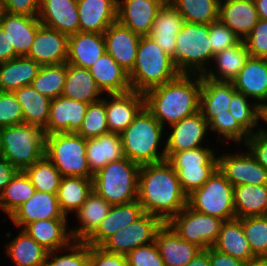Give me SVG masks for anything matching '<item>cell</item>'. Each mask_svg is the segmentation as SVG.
I'll return each mask as SVG.
<instances>
[{
	"label": "cell",
	"instance_id": "1",
	"mask_svg": "<svg viewBox=\"0 0 267 266\" xmlns=\"http://www.w3.org/2000/svg\"><path fill=\"white\" fill-rule=\"evenodd\" d=\"M137 200L144 213L152 214L164 223L187 206V195L167 160L140 166Z\"/></svg>",
	"mask_w": 267,
	"mask_h": 266
},
{
	"label": "cell",
	"instance_id": "2",
	"mask_svg": "<svg viewBox=\"0 0 267 266\" xmlns=\"http://www.w3.org/2000/svg\"><path fill=\"white\" fill-rule=\"evenodd\" d=\"M201 75L180 74L175 79L147 90L145 107L165 127L199 111Z\"/></svg>",
	"mask_w": 267,
	"mask_h": 266
},
{
	"label": "cell",
	"instance_id": "3",
	"mask_svg": "<svg viewBox=\"0 0 267 266\" xmlns=\"http://www.w3.org/2000/svg\"><path fill=\"white\" fill-rule=\"evenodd\" d=\"M163 133L164 127L144 106L120 134L125 157L140 166L165 161V146L158 151Z\"/></svg>",
	"mask_w": 267,
	"mask_h": 266
},
{
	"label": "cell",
	"instance_id": "4",
	"mask_svg": "<svg viewBox=\"0 0 267 266\" xmlns=\"http://www.w3.org/2000/svg\"><path fill=\"white\" fill-rule=\"evenodd\" d=\"M180 74L173 58L155 40L149 35L140 37L134 68L128 74L132 90L145 93Z\"/></svg>",
	"mask_w": 267,
	"mask_h": 266
},
{
	"label": "cell",
	"instance_id": "5",
	"mask_svg": "<svg viewBox=\"0 0 267 266\" xmlns=\"http://www.w3.org/2000/svg\"><path fill=\"white\" fill-rule=\"evenodd\" d=\"M140 165L126 157L108 163L93 175V190L111 205L137 200Z\"/></svg>",
	"mask_w": 267,
	"mask_h": 266
},
{
	"label": "cell",
	"instance_id": "6",
	"mask_svg": "<svg viewBox=\"0 0 267 266\" xmlns=\"http://www.w3.org/2000/svg\"><path fill=\"white\" fill-rule=\"evenodd\" d=\"M1 156L18 171H24L45 156L42 128L26 123L1 128Z\"/></svg>",
	"mask_w": 267,
	"mask_h": 266
},
{
	"label": "cell",
	"instance_id": "7",
	"mask_svg": "<svg viewBox=\"0 0 267 266\" xmlns=\"http://www.w3.org/2000/svg\"><path fill=\"white\" fill-rule=\"evenodd\" d=\"M210 24L184 21L176 36L175 66L181 74L204 75L212 60ZM207 67V68H206Z\"/></svg>",
	"mask_w": 267,
	"mask_h": 266
},
{
	"label": "cell",
	"instance_id": "8",
	"mask_svg": "<svg viewBox=\"0 0 267 266\" xmlns=\"http://www.w3.org/2000/svg\"><path fill=\"white\" fill-rule=\"evenodd\" d=\"M87 139L77 133H54L45 136V156L62 177L93 178L86 157Z\"/></svg>",
	"mask_w": 267,
	"mask_h": 266
},
{
	"label": "cell",
	"instance_id": "9",
	"mask_svg": "<svg viewBox=\"0 0 267 266\" xmlns=\"http://www.w3.org/2000/svg\"><path fill=\"white\" fill-rule=\"evenodd\" d=\"M233 194L234 186L217 168L199 189L187 196V205L199 213L229 221L236 218Z\"/></svg>",
	"mask_w": 267,
	"mask_h": 266
},
{
	"label": "cell",
	"instance_id": "10",
	"mask_svg": "<svg viewBox=\"0 0 267 266\" xmlns=\"http://www.w3.org/2000/svg\"><path fill=\"white\" fill-rule=\"evenodd\" d=\"M167 161L176 171L181 189L187 196L199 189L218 168V157L207 147L173 153Z\"/></svg>",
	"mask_w": 267,
	"mask_h": 266
},
{
	"label": "cell",
	"instance_id": "11",
	"mask_svg": "<svg viewBox=\"0 0 267 266\" xmlns=\"http://www.w3.org/2000/svg\"><path fill=\"white\" fill-rule=\"evenodd\" d=\"M223 222L217 217L199 213L187 205L167 224L182 240L204 250L213 247Z\"/></svg>",
	"mask_w": 267,
	"mask_h": 266
},
{
	"label": "cell",
	"instance_id": "12",
	"mask_svg": "<svg viewBox=\"0 0 267 266\" xmlns=\"http://www.w3.org/2000/svg\"><path fill=\"white\" fill-rule=\"evenodd\" d=\"M163 224L158 217L144 213L129 226L109 236L99 247L109 253L127 255L137 247L155 242Z\"/></svg>",
	"mask_w": 267,
	"mask_h": 266
},
{
	"label": "cell",
	"instance_id": "13",
	"mask_svg": "<svg viewBox=\"0 0 267 266\" xmlns=\"http://www.w3.org/2000/svg\"><path fill=\"white\" fill-rule=\"evenodd\" d=\"M218 169L234 187L243 184L267 185V170L247 149L241 154L220 155Z\"/></svg>",
	"mask_w": 267,
	"mask_h": 266
},
{
	"label": "cell",
	"instance_id": "14",
	"mask_svg": "<svg viewBox=\"0 0 267 266\" xmlns=\"http://www.w3.org/2000/svg\"><path fill=\"white\" fill-rule=\"evenodd\" d=\"M69 36L41 24L26 55L40 66L67 63Z\"/></svg>",
	"mask_w": 267,
	"mask_h": 266
},
{
	"label": "cell",
	"instance_id": "15",
	"mask_svg": "<svg viewBox=\"0 0 267 266\" xmlns=\"http://www.w3.org/2000/svg\"><path fill=\"white\" fill-rule=\"evenodd\" d=\"M171 132L165 142L166 160L183 150L203 147L201 144L207 135L209 124L200 111L170 125Z\"/></svg>",
	"mask_w": 267,
	"mask_h": 266
},
{
	"label": "cell",
	"instance_id": "16",
	"mask_svg": "<svg viewBox=\"0 0 267 266\" xmlns=\"http://www.w3.org/2000/svg\"><path fill=\"white\" fill-rule=\"evenodd\" d=\"M164 0H118L117 21L140 36L149 35Z\"/></svg>",
	"mask_w": 267,
	"mask_h": 266
},
{
	"label": "cell",
	"instance_id": "17",
	"mask_svg": "<svg viewBox=\"0 0 267 266\" xmlns=\"http://www.w3.org/2000/svg\"><path fill=\"white\" fill-rule=\"evenodd\" d=\"M107 96L102 100L105 102L109 132L121 134L145 106L144 93L131 90Z\"/></svg>",
	"mask_w": 267,
	"mask_h": 266
},
{
	"label": "cell",
	"instance_id": "18",
	"mask_svg": "<svg viewBox=\"0 0 267 266\" xmlns=\"http://www.w3.org/2000/svg\"><path fill=\"white\" fill-rule=\"evenodd\" d=\"M88 104L63 96L52 99L45 135L77 133L82 125Z\"/></svg>",
	"mask_w": 267,
	"mask_h": 266
},
{
	"label": "cell",
	"instance_id": "19",
	"mask_svg": "<svg viewBox=\"0 0 267 266\" xmlns=\"http://www.w3.org/2000/svg\"><path fill=\"white\" fill-rule=\"evenodd\" d=\"M103 35L106 52L129 74L134 68L141 36L118 21L111 24Z\"/></svg>",
	"mask_w": 267,
	"mask_h": 266
},
{
	"label": "cell",
	"instance_id": "20",
	"mask_svg": "<svg viewBox=\"0 0 267 266\" xmlns=\"http://www.w3.org/2000/svg\"><path fill=\"white\" fill-rule=\"evenodd\" d=\"M232 84L237 92L261 107L267 104V59L249 56Z\"/></svg>",
	"mask_w": 267,
	"mask_h": 266
},
{
	"label": "cell",
	"instance_id": "21",
	"mask_svg": "<svg viewBox=\"0 0 267 266\" xmlns=\"http://www.w3.org/2000/svg\"><path fill=\"white\" fill-rule=\"evenodd\" d=\"M18 228L48 219H68L60 209L57 194L37 191L9 217Z\"/></svg>",
	"mask_w": 267,
	"mask_h": 266
},
{
	"label": "cell",
	"instance_id": "22",
	"mask_svg": "<svg viewBox=\"0 0 267 266\" xmlns=\"http://www.w3.org/2000/svg\"><path fill=\"white\" fill-rule=\"evenodd\" d=\"M79 32L103 34L117 21L118 0H77Z\"/></svg>",
	"mask_w": 267,
	"mask_h": 266
},
{
	"label": "cell",
	"instance_id": "23",
	"mask_svg": "<svg viewBox=\"0 0 267 266\" xmlns=\"http://www.w3.org/2000/svg\"><path fill=\"white\" fill-rule=\"evenodd\" d=\"M41 24L68 36L79 32L77 0H41Z\"/></svg>",
	"mask_w": 267,
	"mask_h": 266
},
{
	"label": "cell",
	"instance_id": "24",
	"mask_svg": "<svg viewBox=\"0 0 267 266\" xmlns=\"http://www.w3.org/2000/svg\"><path fill=\"white\" fill-rule=\"evenodd\" d=\"M143 214L144 210L138 200L112 205L108 215L85 242L89 246H100L109 236L129 226Z\"/></svg>",
	"mask_w": 267,
	"mask_h": 266
},
{
	"label": "cell",
	"instance_id": "25",
	"mask_svg": "<svg viewBox=\"0 0 267 266\" xmlns=\"http://www.w3.org/2000/svg\"><path fill=\"white\" fill-rule=\"evenodd\" d=\"M241 40H244L259 20L254 0H220L219 18Z\"/></svg>",
	"mask_w": 267,
	"mask_h": 266
},
{
	"label": "cell",
	"instance_id": "26",
	"mask_svg": "<svg viewBox=\"0 0 267 266\" xmlns=\"http://www.w3.org/2000/svg\"><path fill=\"white\" fill-rule=\"evenodd\" d=\"M155 243L165 266H186L202 250L182 240L167 223L158 230Z\"/></svg>",
	"mask_w": 267,
	"mask_h": 266
},
{
	"label": "cell",
	"instance_id": "27",
	"mask_svg": "<svg viewBox=\"0 0 267 266\" xmlns=\"http://www.w3.org/2000/svg\"><path fill=\"white\" fill-rule=\"evenodd\" d=\"M88 69L103 95L132 90L128 73L107 52Z\"/></svg>",
	"mask_w": 267,
	"mask_h": 266
},
{
	"label": "cell",
	"instance_id": "28",
	"mask_svg": "<svg viewBox=\"0 0 267 266\" xmlns=\"http://www.w3.org/2000/svg\"><path fill=\"white\" fill-rule=\"evenodd\" d=\"M67 222L68 219L39 220L27 224L23 230L48 252H63L73 241Z\"/></svg>",
	"mask_w": 267,
	"mask_h": 266
},
{
	"label": "cell",
	"instance_id": "29",
	"mask_svg": "<svg viewBox=\"0 0 267 266\" xmlns=\"http://www.w3.org/2000/svg\"><path fill=\"white\" fill-rule=\"evenodd\" d=\"M40 25L38 17L10 14L5 11L0 17V26L8 34L10 47H14L19 56L28 54Z\"/></svg>",
	"mask_w": 267,
	"mask_h": 266
},
{
	"label": "cell",
	"instance_id": "30",
	"mask_svg": "<svg viewBox=\"0 0 267 266\" xmlns=\"http://www.w3.org/2000/svg\"><path fill=\"white\" fill-rule=\"evenodd\" d=\"M236 92L232 82L214 81L201 75L199 111L206 121L209 122L217 114L227 113Z\"/></svg>",
	"mask_w": 267,
	"mask_h": 266
},
{
	"label": "cell",
	"instance_id": "31",
	"mask_svg": "<svg viewBox=\"0 0 267 266\" xmlns=\"http://www.w3.org/2000/svg\"><path fill=\"white\" fill-rule=\"evenodd\" d=\"M105 52L103 34L77 32L69 36L67 63L88 69Z\"/></svg>",
	"mask_w": 267,
	"mask_h": 266
},
{
	"label": "cell",
	"instance_id": "32",
	"mask_svg": "<svg viewBox=\"0 0 267 266\" xmlns=\"http://www.w3.org/2000/svg\"><path fill=\"white\" fill-rule=\"evenodd\" d=\"M184 23L183 16L166 2L159 10L149 36L173 58L175 63L176 36Z\"/></svg>",
	"mask_w": 267,
	"mask_h": 266
},
{
	"label": "cell",
	"instance_id": "33",
	"mask_svg": "<svg viewBox=\"0 0 267 266\" xmlns=\"http://www.w3.org/2000/svg\"><path fill=\"white\" fill-rule=\"evenodd\" d=\"M86 152L89 169L93 175L108 163L125 157L120 134L112 132L87 139Z\"/></svg>",
	"mask_w": 267,
	"mask_h": 266
},
{
	"label": "cell",
	"instance_id": "34",
	"mask_svg": "<svg viewBox=\"0 0 267 266\" xmlns=\"http://www.w3.org/2000/svg\"><path fill=\"white\" fill-rule=\"evenodd\" d=\"M111 204L100 197L94 190L75 213L80 226L70 231L73 241H85L108 215Z\"/></svg>",
	"mask_w": 267,
	"mask_h": 266
},
{
	"label": "cell",
	"instance_id": "35",
	"mask_svg": "<svg viewBox=\"0 0 267 266\" xmlns=\"http://www.w3.org/2000/svg\"><path fill=\"white\" fill-rule=\"evenodd\" d=\"M213 248L217 251L249 262L256 259L242 229V218L224 221Z\"/></svg>",
	"mask_w": 267,
	"mask_h": 266
},
{
	"label": "cell",
	"instance_id": "36",
	"mask_svg": "<svg viewBox=\"0 0 267 266\" xmlns=\"http://www.w3.org/2000/svg\"><path fill=\"white\" fill-rule=\"evenodd\" d=\"M89 69L67 63V75L62 93L63 97L91 104L103 99Z\"/></svg>",
	"mask_w": 267,
	"mask_h": 266
},
{
	"label": "cell",
	"instance_id": "37",
	"mask_svg": "<svg viewBox=\"0 0 267 266\" xmlns=\"http://www.w3.org/2000/svg\"><path fill=\"white\" fill-rule=\"evenodd\" d=\"M40 67L26 56L0 63V91L14 92L23 86L31 85Z\"/></svg>",
	"mask_w": 267,
	"mask_h": 266
},
{
	"label": "cell",
	"instance_id": "38",
	"mask_svg": "<svg viewBox=\"0 0 267 266\" xmlns=\"http://www.w3.org/2000/svg\"><path fill=\"white\" fill-rule=\"evenodd\" d=\"M250 54L244 40L237 45L224 49L214 55L213 61L217 64L215 71L208 68L204 76L208 79L220 82H232L241 69L245 66Z\"/></svg>",
	"mask_w": 267,
	"mask_h": 266
},
{
	"label": "cell",
	"instance_id": "39",
	"mask_svg": "<svg viewBox=\"0 0 267 266\" xmlns=\"http://www.w3.org/2000/svg\"><path fill=\"white\" fill-rule=\"evenodd\" d=\"M14 94L22 107L24 123L44 129L48 123L51 99L40 94L32 85L23 86Z\"/></svg>",
	"mask_w": 267,
	"mask_h": 266
},
{
	"label": "cell",
	"instance_id": "40",
	"mask_svg": "<svg viewBox=\"0 0 267 266\" xmlns=\"http://www.w3.org/2000/svg\"><path fill=\"white\" fill-rule=\"evenodd\" d=\"M233 197L237 219L267 215V185L235 186Z\"/></svg>",
	"mask_w": 267,
	"mask_h": 266
},
{
	"label": "cell",
	"instance_id": "41",
	"mask_svg": "<svg viewBox=\"0 0 267 266\" xmlns=\"http://www.w3.org/2000/svg\"><path fill=\"white\" fill-rule=\"evenodd\" d=\"M6 244V254L15 266H44L48 251L23 229Z\"/></svg>",
	"mask_w": 267,
	"mask_h": 266
},
{
	"label": "cell",
	"instance_id": "42",
	"mask_svg": "<svg viewBox=\"0 0 267 266\" xmlns=\"http://www.w3.org/2000/svg\"><path fill=\"white\" fill-rule=\"evenodd\" d=\"M92 190V178L62 177L57 199L63 214L68 217L69 212L76 213Z\"/></svg>",
	"mask_w": 267,
	"mask_h": 266
},
{
	"label": "cell",
	"instance_id": "43",
	"mask_svg": "<svg viewBox=\"0 0 267 266\" xmlns=\"http://www.w3.org/2000/svg\"><path fill=\"white\" fill-rule=\"evenodd\" d=\"M36 192L24 171H18L0 194V209L10 217Z\"/></svg>",
	"mask_w": 267,
	"mask_h": 266
},
{
	"label": "cell",
	"instance_id": "44",
	"mask_svg": "<svg viewBox=\"0 0 267 266\" xmlns=\"http://www.w3.org/2000/svg\"><path fill=\"white\" fill-rule=\"evenodd\" d=\"M169 3L186 22L211 24L219 18L220 0H169Z\"/></svg>",
	"mask_w": 267,
	"mask_h": 266
},
{
	"label": "cell",
	"instance_id": "45",
	"mask_svg": "<svg viewBox=\"0 0 267 266\" xmlns=\"http://www.w3.org/2000/svg\"><path fill=\"white\" fill-rule=\"evenodd\" d=\"M66 75L67 63L41 66L31 85L52 100L62 96Z\"/></svg>",
	"mask_w": 267,
	"mask_h": 266
},
{
	"label": "cell",
	"instance_id": "46",
	"mask_svg": "<svg viewBox=\"0 0 267 266\" xmlns=\"http://www.w3.org/2000/svg\"><path fill=\"white\" fill-rule=\"evenodd\" d=\"M37 191L57 194L62 179L55 165L44 156L24 170Z\"/></svg>",
	"mask_w": 267,
	"mask_h": 266
},
{
	"label": "cell",
	"instance_id": "47",
	"mask_svg": "<svg viewBox=\"0 0 267 266\" xmlns=\"http://www.w3.org/2000/svg\"><path fill=\"white\" fill-rule=\"evenodd\" d=\"M242 229L256 258H267V215L242 218Z\"/></svg>",
	"mask_w": 267,
	"mask_h": 266
},
{
	"label": "cell",
	"instance_id": "48",
	"mask_svg": "<svg viewBox=\"0 0 267 266\" xmlns=\"http://www.w3.org/2000/svg\"><path fill=\"white\" fill-rule=\"evenodd\" d=\"M228 110L249 134L257 131L254 129L259 127L260 107L255 102L253 104L249 102V98L244 94L236 92L232 96Z\"/></svg>",
	"mask_w": 267,
	"mask_h": 266
},
{
	"label": "cell",
	"instance_id": "49",
	"mask_svg": "<svg viewBox=\"0 0 267 266\" xmlns=\"http://www.w3.org/2000/svg\"><path fill=\"white\" fill-rule=\"evenodd\" d=\"M109 132L105 102L88 104L82 125L77 132L84 139L96 138Z\"/></svg>",
	"mask_w": 267,
	"mask_h": 266
},
{
	"label": "cell",
	"instance_id": "50",
	"mask_svg": "<svg viewBox=\"0 0 267 266\" xmlns=\"http://www.w3.org/2000/svg\"><path fill=\"white\" fill-rule=\"evenodd\" d=\"M209 131L217 132L221 143L224 141H235L237 144H243L249 138L250 134L240 125V123L232 116L230 111L223 114H217L209 122Z\"/></svg>",
	"mask_w": 267,
	"mask_h": 266
},
{
	"label": "cell",
	"instance_id": "51",
	"mask_svg": "<svg viewBox=\"0 0 267 266\" xmlns=\"http://www.w3.org/2000/svg\"><path fill=\"white\" fill-rule=\"evenodd\" d=\"M64 250L69 252L59 256L58 250L48 252L44 266H89L90 246L85 241H72Z\"/></svg>",
	"mask_w": 267,
	"mask_h": 266
},
{
	"label": "cell",
	"instance_id": "52",
	"mask_svg": "<svg viewBox=\"0 0 267 266\" xmlns=\"http://www.w3.org/2000/svg\"><path fill=\"white\" fill-rule=\"evenodd\" d=\"M209 38L212 48V61L216 53L231 48L241 41V39L219 19L210 24Z\"/></svg>",
	"mask_w": 267,
	"mask_h": 266
},
{
	"label": "cell",
	"instance_id": "53",
	"mask_svg": "<svg viewBox=\"0 0 267 266\" xmlns=\"http://www.w3.org/2000/svg\"><path fill=\"white\" fill-rule=\"evenodd\" d=\"M22 123V107L14 92L0 91V128Z\"/></svg>",
	"mask_w": 267,
	"mask_h": 266
},
{
	"label": "cell",
	"instance_id": "54",
	"mask_svg": "<svg viewBox=\"0 0 267 266\" xmlns=\"http://www.w3.org/2000/svg\"><path fill=\"white\" fill-rule=\"evenodd\" d=\"M126 259L129 266H165L155 242L130 251Z\"/></svg>",
	"mask_w": 267,
	"mask_h": 266
},
{
	"label": "cell",
	"instance_id": "55",
	"mask_svg": "<svg viewBox=\"0 0 267 266\" xmlns=\"http://www.w3.org/2000/svg\"><path fill=\"white\" fill-rule=\"evenodd\" d=\"M244 42L250 56L267 59V20L259 19Z\"/></svg>",
	"mask_w": 267,
	"mask_h": 266
},
{
	"label": "cell",
	"instance_id": "56",
	"mask_svg": "<svg viewBox=\"0 0 267 266\" xmlns=\"http://www.w3.org/2000/svg\"><path fill=\"white\" fill-rule=\"evenodd\" d=\"M243 145L257 162L267 170V135L258 128L256 132L250 134Z\"/></svg>",
	"mask_w": 267,
	"mask_h": 266
},
{
	"label": "cell",
	"instance_id": "57",
	"mask_svg": "<svg viewBox=\"0 0 267 266\" xmlns=\"http://www.w3.org/2000/svg\"><path fill=\"white\" fill-rule=\"evenodd\" d=\"M89 266H129L126 255L104 251L99 246H90Z\"/></svg>",
	"mask_w": 267,
	"mask_h": 266
},
{
	"label": "cell",
	"instance_id": "58",
	"mask_svg": "<svg viewBox=\"0 0 267 266\" xmlns=\"http://www.w3.org/2000/svg\"><path fill=\"white\" fill-rule=\"evenodd\" d=\"M3 11L10 14L38 17L41 0H2Z\"/></svg>",
	"mask_w": 267,
	"mask_h": 266
},
{
	"label": "cell",
	"instance_id": "59",
	"mask_svg": "<svg viewBox=\"0 0 267 266\" xmlns=\"http://www.w3.org/2000/svg\"><path fill=\"white\" fill-rule=\"evenodd\" d=\"M209 259L211 266H245L244 261L221 253L213 247L209 248Z\"/></svg>",
	"mask_w": 267,
	"mask_h": 266
},
{
	"label": "cell",
	"instance_id": "60",
	"mask_svg": "<svg viewBox=\"0 0 267 266\" xmlns=\"http://www.w3.org/2000/svg\"><path fill=\"white\" fill-rule=\"evenodd\" d=\"M18 56L14 47H10V39L7 32L0 26V63L12 60Z\"/></svg>",
	"mask_w": 267,
	"mask_h": 266
},
{
	"label": "cell",
	"instance_id": "61",
	"mask_svg": "<svg viewBox=\"0 0 267 266\" xmlns=\"http://www.w3.org/2000/svg\"><path fill=\"white\" fill-rule=\"evenodd\" d=\"M17 172L18 170L11 163L0 156V194Z\"/></svg>",
	"mask_w": 267,
	"mask_h": 266
},
{
	"label": "cell",
	"instance_id": "62",
	"mask_svg": "<svg viewBox=\"0 0 267 266\" xmlns=\"http://www.w3.org/2000/svg\"><path fill=\"white\" fill-rule=\"evenodd\" d=\"M186 266H211L209 248L201 250Z\"/></svg>",
	"mask_w": 267,
	"mask_h": 266
},
{
	"label": "cell",
	"instance_id": "63",
	"mask_svg": "<svg viewBox=\"0 0 267 266\" xmlns=\"http://www.w3.org/2000/svg\"><path fill=\"white\" fill-rule=\"evenodd\" d=\"M259 19L267 20V0H254Z\"/></svg>",
	"mask_w": 267,
	"mask_h": 266
},
{
	"label": "cell",
	"instance_id": "64",
	"mask_svg": "<svg viewBox=\"0 0 267 266\" xmlns=\"http://www.w3.org/2000/svg\"><path fill=\"white\" fill-rule=\"evenodd\" d=\"M260 119L263 121V122H266L267 123V104H264L260 107ZM259 130L264 133L265 135H267V130L263 128H259Z\"/></svg>",
	"mask_w": 267,
	"mask_h": 266
},
{
	"label": "cell",
	"instance_id": "65",
	"mask_svg": "<svg viewBox=\"0 0 267 266\" xmlns=\"http://www.w3.org/2000/svg\"><path fill=\"white\" fill-rule=\"evenodd\" d=\"M245 266H267V258H256L246 262Z\"/></svg>",
	"mask_w": 267,
	"mask_h": 266
},
{
	"label": "cell",
	"instance_id": "66",
	"mask_svg": "<svg viewBox=\"0 0 267 266\" xmlns=\"http://www.w3.org/2000/svg\"><path fill=\"white\" fill-rule=\"evenodd\" d=\"M2 151V134H1V128H0V156Z\"/></svg>",
	"mask_w": 267,
	"mask_h": 266
},
{
	"label": "cell",
	"instance_id": "67",
	"mask_svg": "<svg viewBox=\"0 0 267 266\" xmlns=\"http://www.w3.org/2000/svg\"><path fill=\"white\" fill-rule=\"evenodd\" d=\"M2 13H3V2H2V0H0V17L2 15Z\"/></svg>",
	"mask_w": 267,
	"mask_h": 266
}]
</instances>
